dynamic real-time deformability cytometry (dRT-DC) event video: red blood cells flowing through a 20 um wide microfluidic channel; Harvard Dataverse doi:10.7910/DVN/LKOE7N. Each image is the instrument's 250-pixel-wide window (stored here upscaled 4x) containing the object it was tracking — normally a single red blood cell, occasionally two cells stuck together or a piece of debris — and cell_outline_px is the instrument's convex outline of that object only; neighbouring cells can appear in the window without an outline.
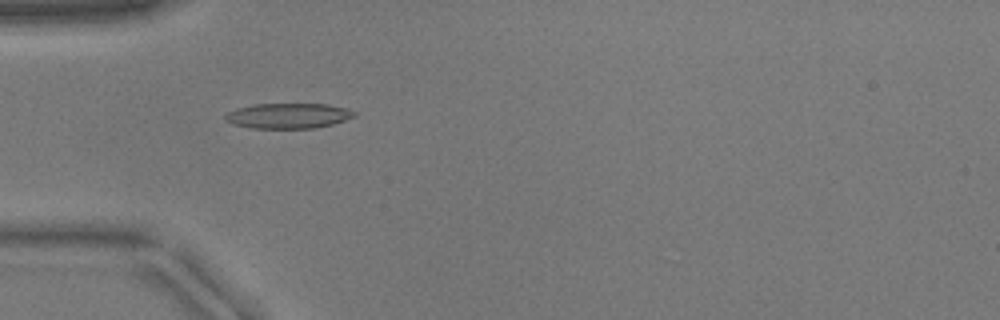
{"species": "common noctule bat (a hibernating species)", "species_latin": "Nyctalus noctula", "temperature_condition": "warm", "stored_images_in_passage": 3, "camera_frame_rate_fps": 3000, "um_per_image_px": 0.085, "animal": {"sex": "male", "body_mass_g": 17.9}, "frame": {"image": 1, "passage_image": 1, "time_ms": 0.0, "image_size_px": [1000, 320], "cell_outline_px": [[356, 116], [332, 124], [316, 128], [252, 128], [232, 124], [224, 120], [224, 116], [228, 112], [236, 108], [252, 104], [328, 104], [344, 108], [356, 112]], "centroid_in_image_um": [24.46, 9.84], "position_along_channel_um": 60.5, "area_um2": 19.02}}